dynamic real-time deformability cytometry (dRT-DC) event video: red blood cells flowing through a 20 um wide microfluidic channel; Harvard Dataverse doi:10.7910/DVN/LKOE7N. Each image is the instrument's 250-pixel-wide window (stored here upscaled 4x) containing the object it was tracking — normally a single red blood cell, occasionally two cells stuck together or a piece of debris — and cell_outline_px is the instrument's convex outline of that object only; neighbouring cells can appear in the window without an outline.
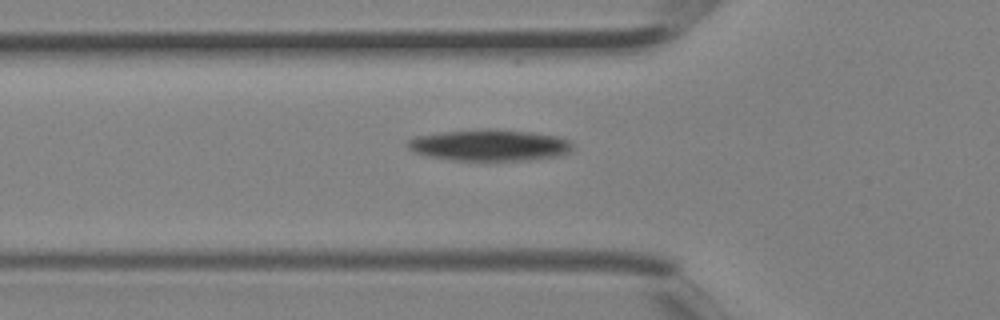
{"species": "Egyptian fruit bat (a non-hibernating species)", "species_latin": "Rousettus aegyptiacus", "temperature_condition": "room temperature", "stored_images_in_passage": 5, "camera_frame_rate_fps": 3000, "um_per_image_px": 0.085, "animal": {"sex": "female"}, "frame": {"image": 1, "passage_image": 5, "time_ms": 1.333, "image_size_px": [1000, 320], "cell_outline_px": [[572, 152], [560, 156], [532, 160], [452, 160], [428, 156], [412, 152], [408, 148], [408, 140], [416, 136], [444, 132], [496, 128], [532, 132], [556, 136], [568, 140], [572, 144]], "centroid_in_image_um": [41.65, 12.34], "position_along_channel_um": 84.2, "area_um2": 30.29}}